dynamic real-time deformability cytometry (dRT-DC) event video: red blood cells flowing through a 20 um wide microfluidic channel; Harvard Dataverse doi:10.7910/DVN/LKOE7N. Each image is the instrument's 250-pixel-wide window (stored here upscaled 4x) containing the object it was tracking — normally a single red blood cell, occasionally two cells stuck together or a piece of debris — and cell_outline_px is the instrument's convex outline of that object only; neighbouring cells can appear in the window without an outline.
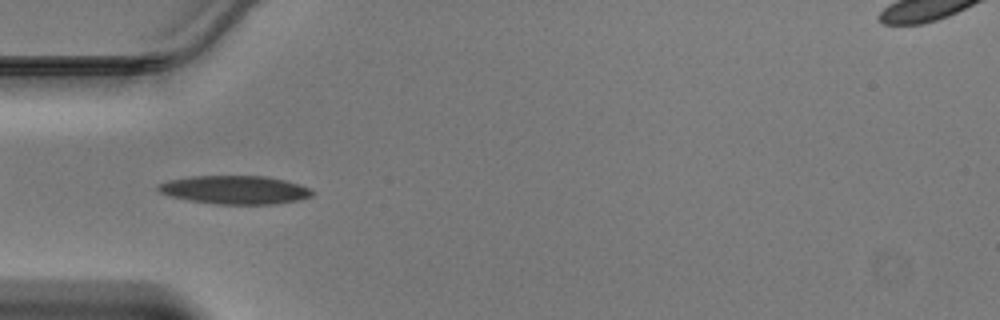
{"species": "Egyptian fruit bat (a non-hibernating species)", "species_latin": "Rousettus aegyptiacus", "temperature_condition": "warm", "stored_images_in_passage": 42, "camera_frame_rate_fps": 3000, "um_per_image_px": 0.085, "animal": {"sex": "male"}, "frame": {"image": 1, "passage_image": 10, "time_ms": 3.0, "image_size_px": [1000, 320], "cell_outline_px": [[312, 196], [300, 200], [276, 204], [216, 204], [188, 200], [168, 196], [160, 192], [156, 188], [156, 184], [168, 180], [188, 176], [264, 176], [284, 180], [300, 184], [308, 188], [312, 192]], "centroid_in_image_um": [19.92, 16.14], "position_along_channel_um": 65.1, "area_um2": 25.66}}
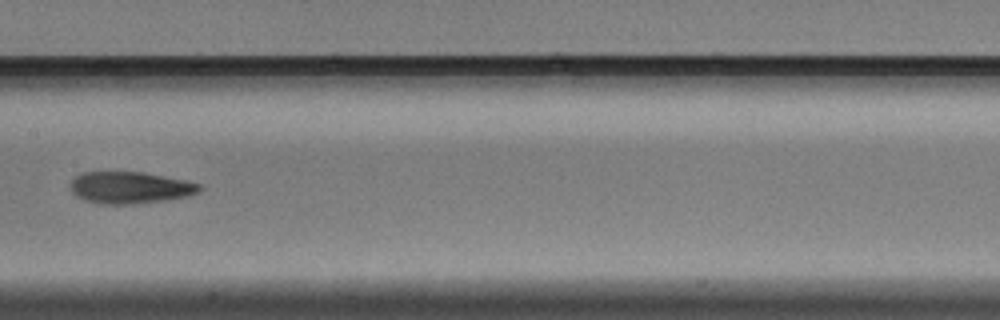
{"frame": {"image": 2, "passage_image": 19, "time_ms": 6.0, "image_size_px": [1000, 320], "cell_outline_px": [[204, 188], [200, 192], [188, 196], [164, 200], [128, 204], [100, 204], [84, 200], [76, 196], [72, 192], [72, 180], [76, 176], [84, 172], [144, 172], [188, 180], [204, 184]], "centroid_in_image_um": [11.14, 15.94], "position_along_channel_um": 196.3, "area_um2": 24.1}}
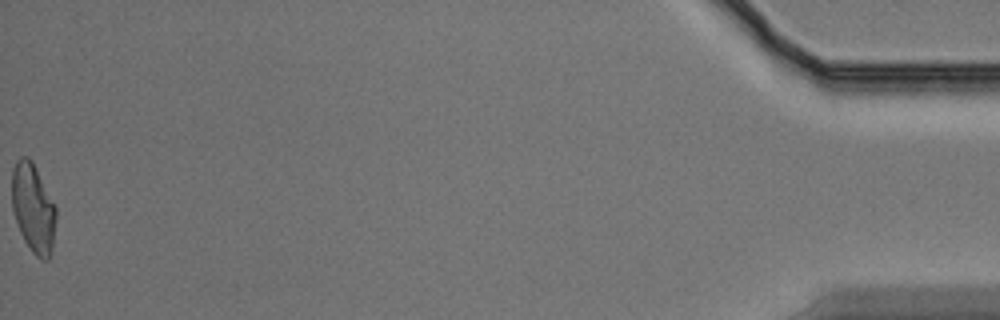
{"frame": {"image": 3, "passage_image": 42, "time_ms": 13.667, "image_size_px": [1000, 320], "cell_outline_px": [[56, 220], [52, 244], [48, 260], [40, 260], [32, 252], [24, 240], [20, 232], [12, 208], [12, 168], [16, 160], [20, 156], [28, 156], [32, 160], [56, 204]], "centroid_in_image_um": [2.82, 17.64], "position_along_channel_um": 432.4, "area_um2": 23.12}}